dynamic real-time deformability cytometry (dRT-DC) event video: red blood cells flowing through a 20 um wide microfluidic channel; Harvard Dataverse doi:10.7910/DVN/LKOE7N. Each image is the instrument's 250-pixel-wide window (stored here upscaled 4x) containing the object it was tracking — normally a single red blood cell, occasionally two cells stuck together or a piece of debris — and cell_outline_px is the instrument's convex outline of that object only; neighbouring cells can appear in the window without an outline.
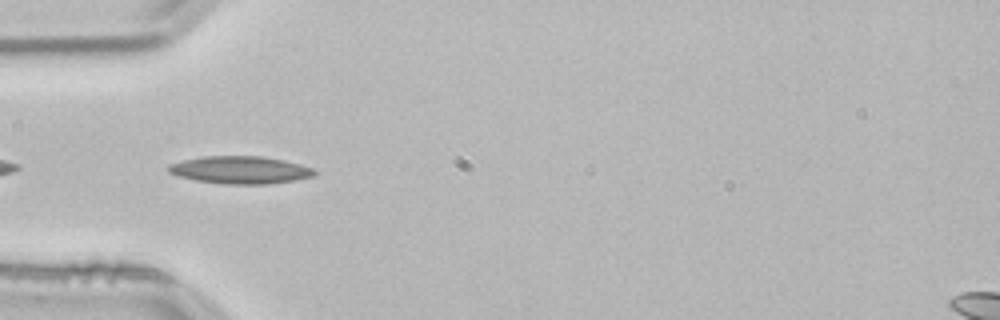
{"species": "common noctule bat (a hibernating species)", "species_latin": "Nyctalus noctula", "temperature_condition": "room temperature", "stored_images_in_passage": 5, "camera_frame_rate_fps": 3000, "um_per_image_px": 0.085, "animal": {"sex": "male", "body_mass_g": 21.5, "forearm_length_mm": 52.0}, "frame": {"image": 1, "passage_image": 2, "time_ms": 0.333, "image_size_px": [1000, 320], "cell_outline_px": [[316, 176], [296, 180], [268, 184], [224, 184], [196, 180], [180, 176], [168, 172], [168, 164], [184, 160], [204, 156], [264, 156], [284, 160], [300, 164], [312, 168], [316, 172]], "centroid_in_image_um": [20.46, 14.44], "position_along_channel_um": 64.5, "area_um2": 23.47}}